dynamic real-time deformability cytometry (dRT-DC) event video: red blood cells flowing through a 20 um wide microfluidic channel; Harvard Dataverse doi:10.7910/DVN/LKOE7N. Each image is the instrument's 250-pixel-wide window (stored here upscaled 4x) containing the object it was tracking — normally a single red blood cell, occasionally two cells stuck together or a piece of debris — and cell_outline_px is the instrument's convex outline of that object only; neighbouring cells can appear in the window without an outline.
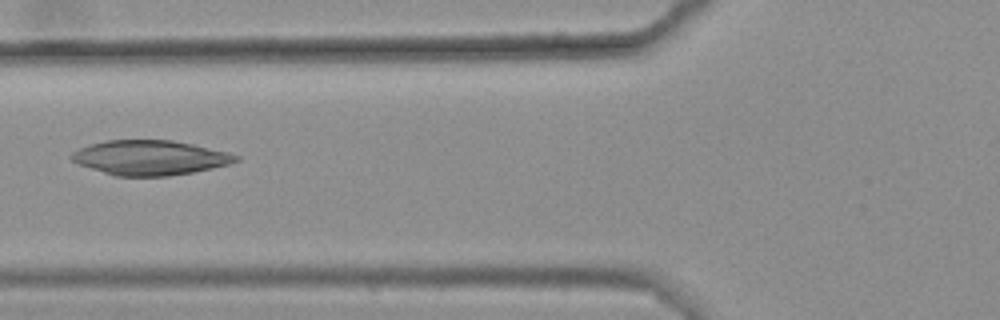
{"species": "common noctule bat (a hibernating species)", "species_latin": "Nyctalus noctula", "temperature_condition": "warm", "stored_images_in_passage": 5, "camera_frame_rate_fps": 3000, "um_per_image_px": 0.085, "animal": {"sex": "female", "body_mass_g": 25.1}, "frame": {"image": 1, "passage_image": 5, "time_ms": 1.333, "image_size_px": [1000, 320], "cell_outline_px": [[240, 160], [228, 164], [212, 168], [192, 172], [168, 176], [116, 176], [76, 164], [68, 156], [72, 152], [88, 144], [104, 140], [172, 140], [192, 144], [228, 152], [240, 156]], "centroid_in_image_um": [12.71, 13.4], "position_along_channel_um": 113.1, "area_um2": 33.35}}